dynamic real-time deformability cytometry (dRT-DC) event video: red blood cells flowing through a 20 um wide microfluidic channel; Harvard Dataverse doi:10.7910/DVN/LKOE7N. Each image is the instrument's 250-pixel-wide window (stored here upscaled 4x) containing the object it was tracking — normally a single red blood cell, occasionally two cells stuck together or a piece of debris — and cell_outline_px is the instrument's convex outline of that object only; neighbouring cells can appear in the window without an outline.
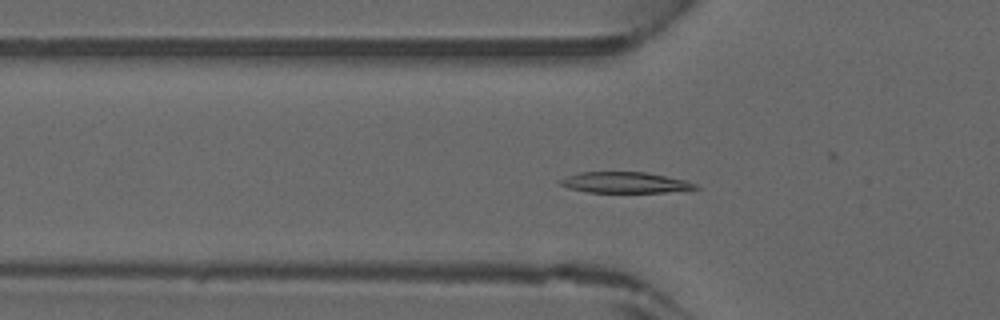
{"species": "common noctule bat (a hibernating species)", "species_latin": "Nyctalus noctula", "temperature_condition": "warm", "stored_images_in_passage": 49, "camera_frame_rate_fps": 3000, "um_per_image_px": 0.085, "animal": {"sex": "male", "forearm_length_mm": 52.5}, "frame": {"image": 1, "passage_image": 18, "time_ms": 5.667, "image_size_px": [1000, 320], "cell_outline_px": [[700, 188], [664, 192], [588, 192], [568, 188], [560, 184], [556, 180], [580, 172], [648, 172], [688, 180], [696, 184]], "centroid_in_image_um": [53.13, 15.5], "position_along_channel_um": 72.7, "area_um2": 16.53}}
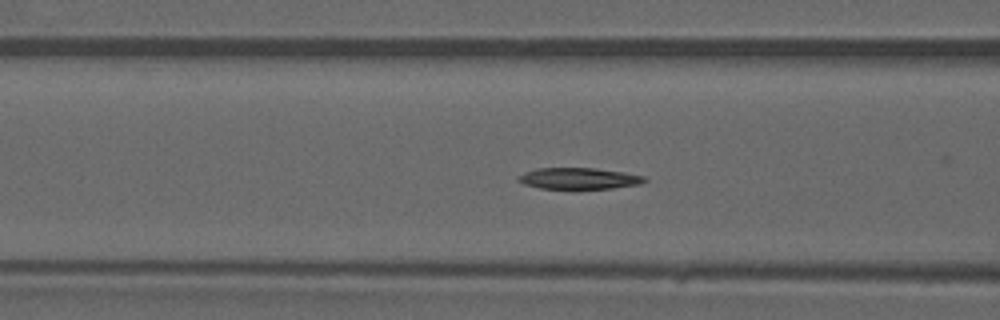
{"frame": {"image": 2, "passage_image": 21, "time_ms": 6.667, "image_size_px": [1000, 320], "cell_outline_px": [[648, 180], [640, 184], [612, 188], [540, 188], [524, 184], [516, 180], [516, 176], [524, 172], [536, 168], [592, 168], [624, 172], [644, 176]], "centroid_in_image_um": [49.17, 15.16], "position_along_channel_um": 117.4, "area_um2": 15.61}}
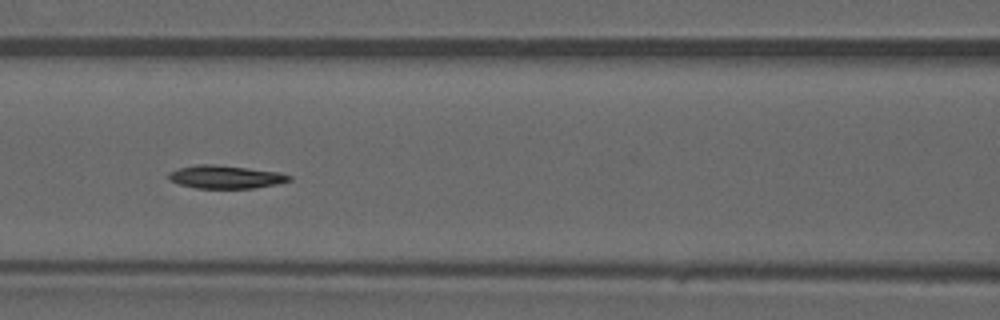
{"frame": {"image": 3, "passage_image": 23, "time_ms": 7.333, "image_size_px": [1000, 320], "cell_outline_px": [[292, 180], [276, 184], [252, 188], [196, 188], [180, 184], [168, 180], [168, 172], [180, 168], [200, 164], [216, 164], [280, 172], [292, 176]], "centroid_in_image_um": [19.18, 15.03], "position_along_channel_um": 147.4, "area_um2": 16.18}}